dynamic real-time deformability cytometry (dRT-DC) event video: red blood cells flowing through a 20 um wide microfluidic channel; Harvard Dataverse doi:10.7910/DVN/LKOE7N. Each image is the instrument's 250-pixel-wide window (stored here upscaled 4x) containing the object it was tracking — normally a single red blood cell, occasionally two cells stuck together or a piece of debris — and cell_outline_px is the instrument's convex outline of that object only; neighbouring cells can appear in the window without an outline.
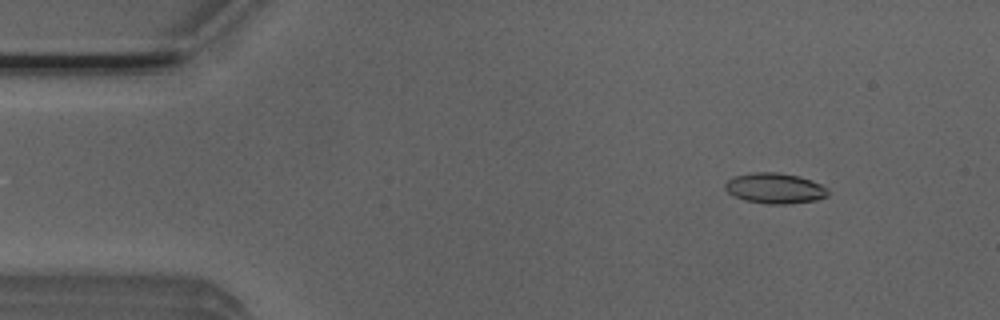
{"species": "Egyptian fruit bat (a non-hibernating species)", "species_latin": "Rousettus aegyptiacus", "temperature_condition": "room temperature", "stored_images_in_passage": 49, "camera_frame_rate_fps": 3000, "um_per_image_px": 0.085, "animal": {"sex": "male"}, "frame": {"image": 1, "passage_image": 3, "time_ms": 0.667, "image_size_px": [1000, 320], "cell_outline_px": [[828, 196], [816, 200], [784, 204], [768, 204], [744, 200], [728, 192], [724, 188], [724, 184], [732, 176], [752, 172], [776, 172], [800, 176], [812, 180], [828, 188]], "centroid_in_image_um": [65.86, 15.99], "position_along_channel_um": 19.1, "area_um2": 18.38}}
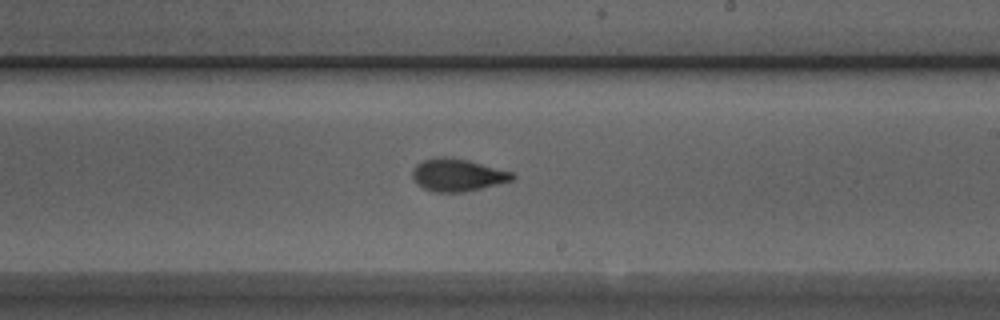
{"frame": {"image": 2, "passage_image": 27, "time_ms": 8.667, "image_size_px": [1000, 320], "cell_outline_px": [[516, 176], [512, 180], [464, 192], [436, 192], [424, 188], [416, 184], [412, 180], [412, 168], [416, 164], [424, 160], [436, 156], [444, 156], [468, 160], [512, 172]], "centroid_in_image_um": [38.83, 14.86], "position_along_channel_um": 250.2, "area_um2": 18.9}}
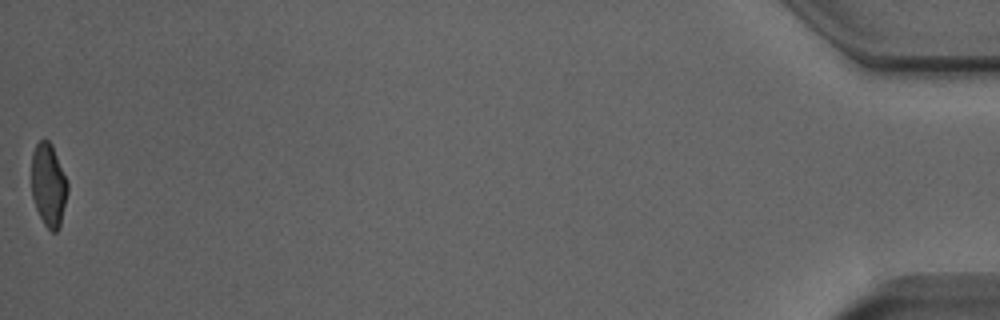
{"frame": {"image": 3, "passage_image": 49, "time_ms": 16.0, "image_size_px": [1000, 320], "cell_outline_px": [[68, 192], [60, 228], [56, 232], [52, 232], [44, 224], [36, 208], [32, 196], [32, 152], [36, 144], [40, 140], [48, 140], [52, 144], [68, 180]], "centroid_in_image_um": [4.15, 15.73], "position_along_channel_um": 431.1, "area_um2": 17.69}, "authors_computed_cell_mechanics": {"area_um2": 18.496, "velocity_mm_per_s": 3.9236, "shape_relaxation_time_tau1_ms": 4.6953, "shape_relaxation_time_tau2_ms": 1.3547, "deformation_change_tau1": 0.1602, "deformation_change_tau2": 0.0747}}